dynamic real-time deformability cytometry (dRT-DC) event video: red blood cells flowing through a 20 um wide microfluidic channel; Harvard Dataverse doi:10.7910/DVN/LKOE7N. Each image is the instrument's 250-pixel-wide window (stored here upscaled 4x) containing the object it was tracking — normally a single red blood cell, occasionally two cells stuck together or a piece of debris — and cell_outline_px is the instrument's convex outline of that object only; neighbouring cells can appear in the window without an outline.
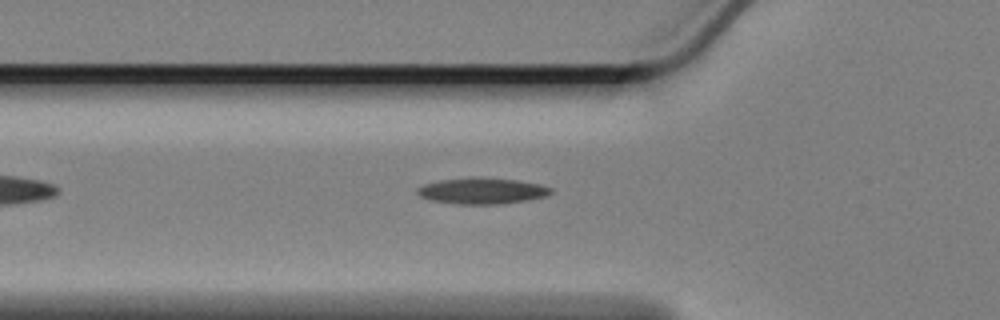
{"species": "Egyptian fruit bat (a non-hibernating species)", "species_latin": "Rousettus aegyptiacus", "temperature_condition": "cold", "stored_images_in_passage": 39, "camera_frame_rate_fps": 3000, "um_per_image_px": 0.085, "animal": {"sex": "female"}, "frame": {"image": 1, "passage_image": 3, "time_ms": 0.667, "image_size_px": [1000, 320], "cell_outline_px": [[552, 192], [548, 196], [528, 200], [504, 204], [456, 204], [428, 200], [420, 196], [416, 192], [416, 188], [424, 184], [440, 180], [472, 176], [480, 176], [516, 180], [540, 184], [552, 188]], "centroid_in_image_um": [40.96, 16.22], "position_along_channel_um": 84.8, "area_um2": 20.81}}
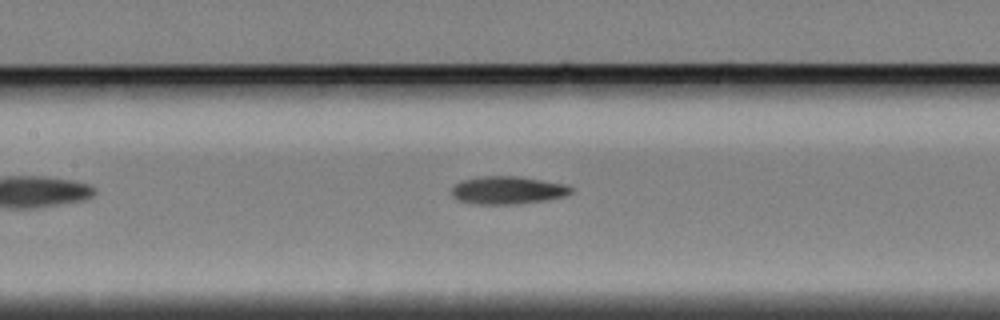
{"frame": {"image": 2, "passage_image": 10, "time_ms": 3.0, "image_size_px": [1000, 320], "cell_outline_px": [[572, 192], [568, 196], [548, 200], [516, 204], [472, 204], [456, 200], [452, 196], [452, 184], [460, 180], [480, 176], [516, 176], [568, 184], [572, 188]], "centroid_in_image_um": [43.14, 16.17], "position_along_channel_um": 164.3, "area_um2": 19.83}}
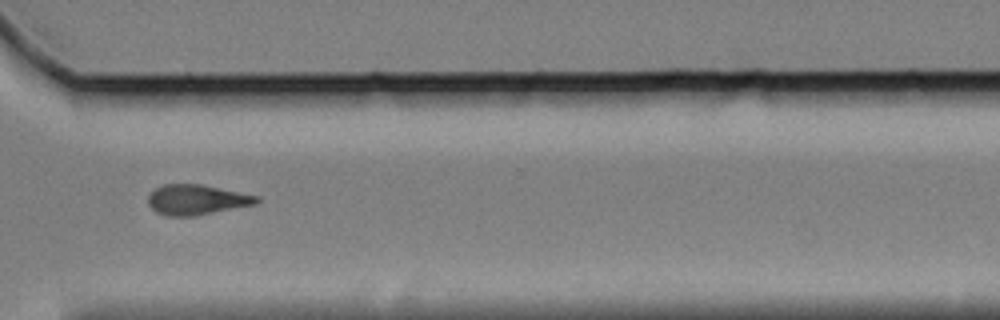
{"frame": {"image": 3, "passage_image": 27, "time_ms": 8.667, "image_size_px": [1000, 320], "cell_outline_px": [[260, 200], [256, 204], [192, 216], [168, 216], [156, 212], [148, 204], [148, 196], [156, 188], [164, 184], [200, 184], [260, 196]], "centroid_in_image_um": [16.71, 16.97], "position_along_channel_um": 353.9, "area_um2": 18.9}, "authors_computed_cell_mechanics": {"area_um2": 19.0162, "velocity_mm_per_s": 3.3483, "shape_relaxation_time_tau1_ms": null, "shape_relaxation_time_tau2_ms": 8.1781, "deformation_change_tau1": null, "deformation_change_tau2": 0.191}}